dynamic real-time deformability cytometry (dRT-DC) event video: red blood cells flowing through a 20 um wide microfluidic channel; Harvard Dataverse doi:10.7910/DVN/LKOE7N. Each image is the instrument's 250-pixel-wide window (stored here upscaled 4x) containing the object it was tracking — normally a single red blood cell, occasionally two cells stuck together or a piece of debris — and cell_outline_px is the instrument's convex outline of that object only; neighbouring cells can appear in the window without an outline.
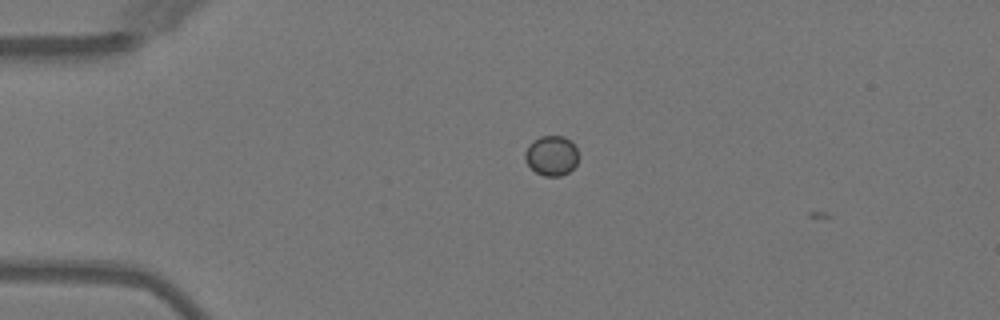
{"species": "Egyptian fruit bat (a non-hibernating species)", "species_latin": "Rousettus aegyptiacus", "temperature_condition": "warm", "stored_images_in_passage": 2, "camera_frame_rate_fps": 3000, "um_per_image_px": 0.085, "animal": {"sex": "female"}, "frame": {"image": 1, "passage_image": 1, "time_ms": 0.0, "image_size_px": [1000, 320], "cell_outline_px": [[576, 164], [568, 172], [560, 176], [544, 176], [536, 172], [528, 164], [524, 156], [524, 152], [528, 144], [532, 140], [540, 136], [564, 136], [572, 140], [576, 148]], "centroid_in_image_um": [46.85, 13.2], "position_along_channel_um": 38.1, "area_um2": 12.43}}